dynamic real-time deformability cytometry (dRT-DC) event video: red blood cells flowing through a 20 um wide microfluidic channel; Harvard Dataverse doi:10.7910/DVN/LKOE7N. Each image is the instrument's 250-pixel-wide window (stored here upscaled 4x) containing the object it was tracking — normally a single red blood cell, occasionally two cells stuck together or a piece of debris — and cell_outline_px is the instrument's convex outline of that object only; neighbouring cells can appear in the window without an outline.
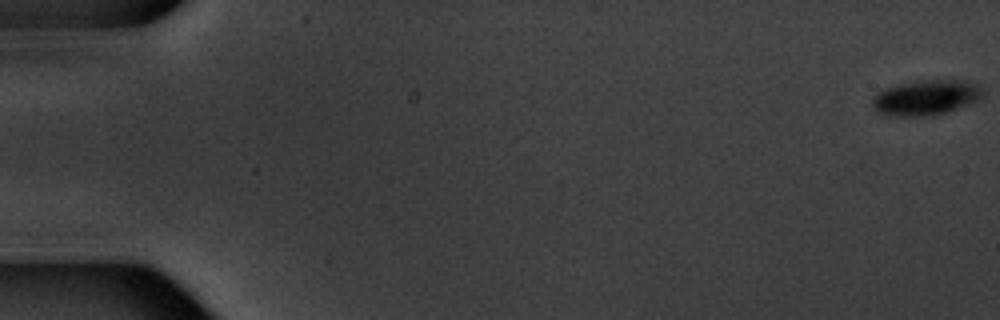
{"species": "common noctule bat (a hibernating species)", "species_latin": "Nyctalus noctula", "temperature_condition": "warm", "stored_images_in_passage": 6, "camera_frame_rate_fps": 3000, "um_per_image_px": 0.085, "animal": {"sex": "male", "body_mass_g": 20.1, "forearm_length_mm": 53.5}, "frame": {"image": 1, "passage_image": 1, "time_ms": 0.0, "image_size_px": [1000, 320], "cell_outline_px": [[984, 96], [976, 100], [944, 112], [924, 116], [888, 116], [880, 112], [872, 104], [872, 96], [876, 92], [884, 88], [916, 80], [960, 80], [976, 84], [984, 88]], "centroid_in_image_um": [78.67, 8.27], "position_along_channel_um": 6.3, "area_um2": 22.43}}